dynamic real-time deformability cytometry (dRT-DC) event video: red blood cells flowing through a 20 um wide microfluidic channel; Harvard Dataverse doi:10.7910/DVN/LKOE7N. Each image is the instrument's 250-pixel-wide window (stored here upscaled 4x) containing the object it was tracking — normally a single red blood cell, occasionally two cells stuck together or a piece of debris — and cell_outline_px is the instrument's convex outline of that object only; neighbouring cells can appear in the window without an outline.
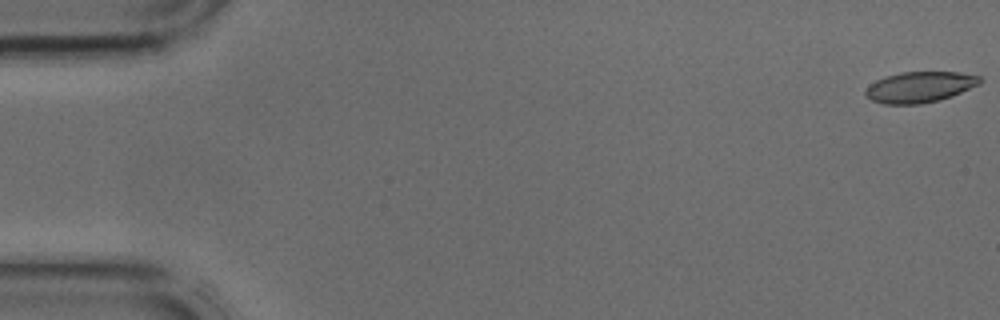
{"species": "common noctule bat (a hibernating species)", "species_latin": "Nyctalus noctula", "temperature_condition": "cold", "stored_images_in_passage": 4, "camera_frame_rate_fps": 3000, "um_per_image_px": 0.085, "animal": {"sex": "male", "body_mass_g": 17.9, "forearm_length_mm": 54.2}, "frame": {"image": 1, "passage_image": 1, "time_ms": 0.0, "image_size_px": [1000, 320], "cell_outline_px": [[984, 80], [980, 84], [952, 96], [920, 104], [884, 104], [872, 100], [864, 92], [868, 84], [884, 76], [900, 72], [960, 72], [980, 76]], "centroid_in_image_um": [78.18, 7.38], "position_along_channel_um": 6.8, "area_um2": 20.63}}